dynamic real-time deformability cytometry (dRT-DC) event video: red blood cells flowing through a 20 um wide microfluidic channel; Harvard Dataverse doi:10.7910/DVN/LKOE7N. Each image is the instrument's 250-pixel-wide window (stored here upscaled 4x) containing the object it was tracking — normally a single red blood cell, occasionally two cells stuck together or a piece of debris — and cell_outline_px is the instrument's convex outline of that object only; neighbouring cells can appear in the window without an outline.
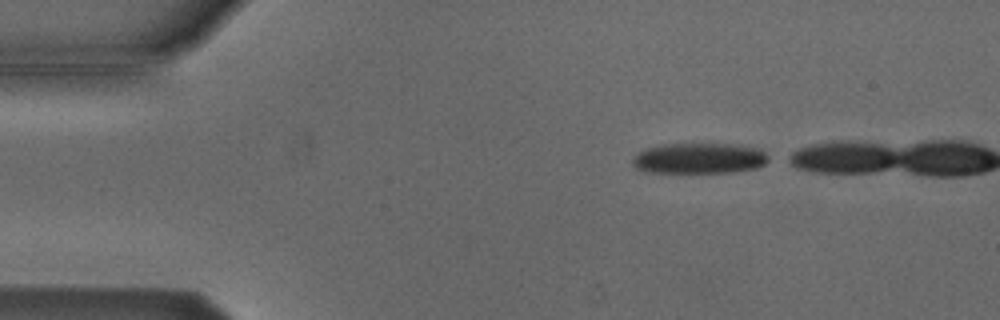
{"species": "Egyptian fruit bat (a non-hibernating species)", "species_latin": "Rousettus aegyptiacus", "temperature_condition": "cold", "stored_images_in_passage": 7, "camera_frame_rate_fps": 3000, "um_per_image_px": 0.085, "animal": {"sex": "male"}, "frame": {"image": 1, "passage_image": 1, "time_ms": 0.0, "image_size_px": [1000, 320], "cell_outline_px": [[772, 160], [756, 168], [736, 172], [648, 172], [636, 168], [632, 164], [632, 156], [636, 152], [644, 148], [660, 144], [736, 144], [760, 148], [772, 156]], "centroid_in_image_um": [59.47, 13.44], "position_along_channel_um": 25.5, "area_um2": 24.85}}